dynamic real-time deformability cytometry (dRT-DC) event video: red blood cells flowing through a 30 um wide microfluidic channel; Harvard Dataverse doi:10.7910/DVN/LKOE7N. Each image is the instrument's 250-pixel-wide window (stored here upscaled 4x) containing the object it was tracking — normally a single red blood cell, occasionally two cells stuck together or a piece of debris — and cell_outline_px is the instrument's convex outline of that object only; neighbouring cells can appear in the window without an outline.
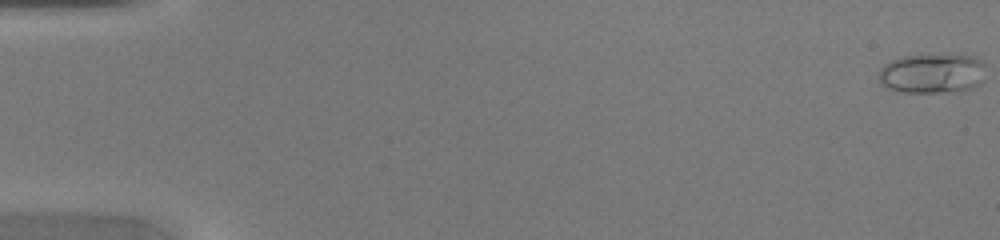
{"species": "common noctule bat (a hibernating species)", "species_latin": "Nyctalus noctula", "temperature_condition": "warm", "stored_images_in_passage": 46, "camera_frame_rate_fps": 3000, "um_per_image_px": 0.085, "animal": {"sex": "female", "body_mass_g": 20.0, "forearm_length_mm": 54.0}, "frame": {"image": 1, "passage_image": 1, "time_ms": 0.0, "image_size_px": [1000, 240], "cell_outline_px": [[984, 80], [972, 88], [960, 92], [900, 92], [888, 88], [880, 80], [880, 68], [884, 64], [892, 60], [904, 56], [976, 56], [984, 60]], "centroid_in_image_um": [79.29, 6.26], "position_along_channel_um": 5.7, "area_um2": 24.62}}
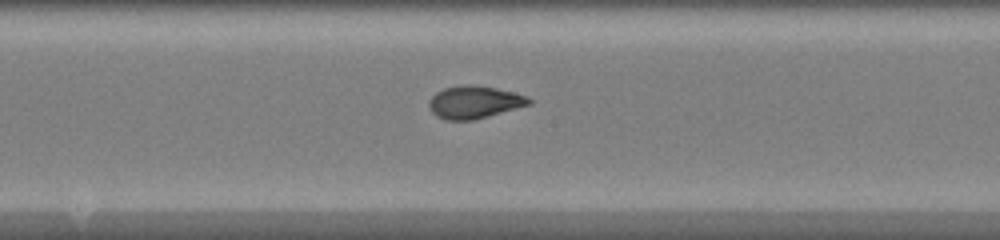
{"frame": {"image": 2, "passage_image": 25, "time_ms": 8.0, "image_size_px": [1000, 240], "cell_outline_px": [[532, 104], [472, 120], [444, 120], [436, 116], [428, 108], [428, 100], [436, 92], [444, 88], [464, 84], [472, 84], [496, 88], [528, 96], [532, 100]], "centroid_in_image_um": [40.29, 8.68], "position_along_channel_um": 207.9, "area_um2": 19.07}}
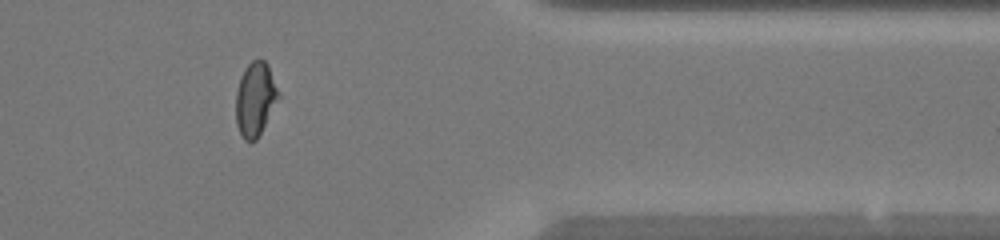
{"frame": {"image": 3, "passage_image": 38, "time_ms": 12.333, "image_size_px": [1000, 240], "cell_outline_px": [[280, 96], [256, 140], [244, 140], [236, 124], [236, 92], [240, 76], [244, 68], [252, 60], [264, 60], [268, 64]], "centroid_in_image_um": [21.68, 8.39], "position_along_channel_um": 389.7, "area_um2": 18.09}}